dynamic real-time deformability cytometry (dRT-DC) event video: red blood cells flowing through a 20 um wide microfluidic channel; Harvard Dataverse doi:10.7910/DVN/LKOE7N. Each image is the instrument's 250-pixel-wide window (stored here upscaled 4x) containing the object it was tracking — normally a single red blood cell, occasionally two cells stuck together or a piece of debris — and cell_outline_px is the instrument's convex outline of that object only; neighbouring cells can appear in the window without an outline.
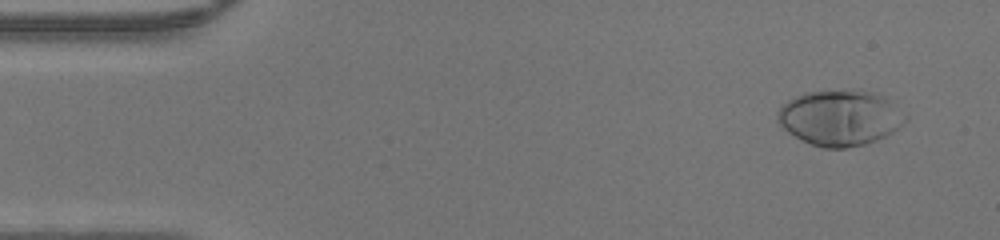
{"species": "human", "species_latin": "Homo sapiens", "temperature_condition": "warm", "stored_images_in_passage": 47, "camera_frame_rate_fps": 3000, "um_per_image_px": 0.085, "donor": {"sex": "male"}, "frame": {"image": 1, "passage_image": 3, "time_ms": 0.667, "image_size_px": [1000, 240], "cell_outline_px": [[908, 120], [904, 124], [892, 132], [876, 140], [864, 144], [844, 148], [824, 148], [812, 144], [788, 132], [776, 120], [776, 112], [788, 100], [804, 92], [856, 88], [860, 88], [884, 96], [908, 116]], "centroid_in_image_um": [71.42, 9.98], "position_along_channel_um": 13.6, "area_um2": 41.67}}
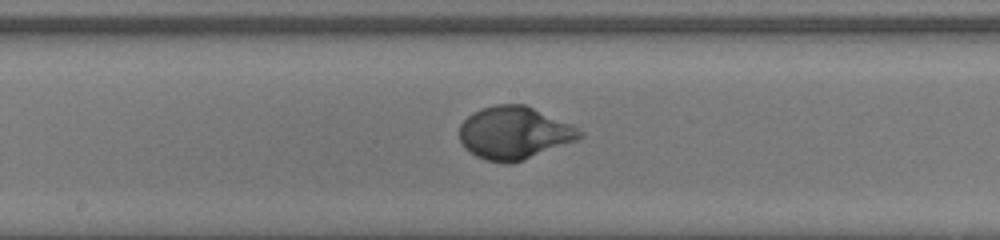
{"frame": {"image": 2, "passage_image": 24, "time_ms": 7.667, "image_size_px": [1000, 240], "cell_outline_px": [[584, 136], [576, 140], [524, 160], [508, 164], [488, 160], [476, 156], [464, 148], [460, 140], [460, 124], [472, 112], [480, 108], [496, 104], [524, 104], [572, 124], [584, 132]], "centroid_in_image_um": [43.71, 11.29], "position_along_channel_um": 204.5, "area_um2": 36.99}}
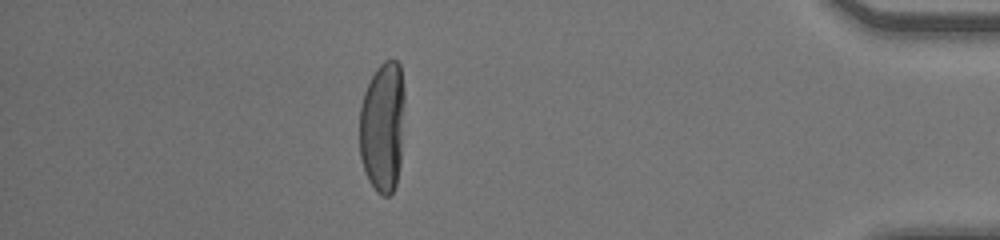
{"frame": {"image": 3, "passage_image": 41, "time_ms": 13.333, "image_size_px": [1000, 240], "cell_outline_px": [[404, 104], [400, 164], [396, 184], [392, 192], [388, 196], [384, 196], [376, 192], [368, 180], [360, 156], [360, 108], [364, 92], [376, 68], [384, 60], [396, 60], [400, 64], [404, 92]], "centroid_in_image_um": [32.52, 10.77], "position_along_channel_um": 402.7, "area_um2": 34.51}}